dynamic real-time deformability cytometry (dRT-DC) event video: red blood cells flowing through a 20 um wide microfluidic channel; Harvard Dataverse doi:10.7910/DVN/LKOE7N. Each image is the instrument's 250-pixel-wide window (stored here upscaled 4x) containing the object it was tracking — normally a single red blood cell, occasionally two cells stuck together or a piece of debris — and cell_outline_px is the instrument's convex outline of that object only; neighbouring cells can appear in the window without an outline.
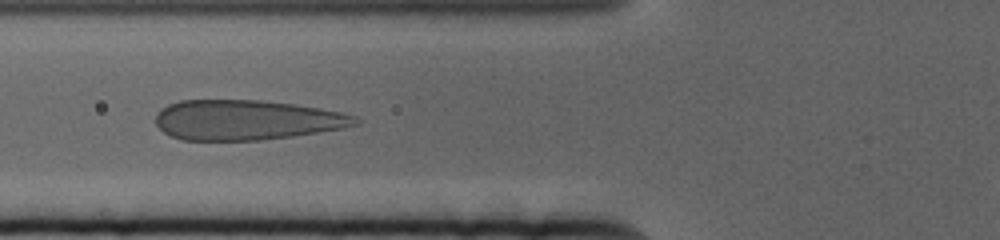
{"species": "human", "species_latin": "Homo sapiens", "temperature_condition": "cold", "stored_images_in_passage": 61, "camera_frame_rate_fps": 3000, "um_per_image_px": 0.085, "donor": {"sex": "female"}, "frame": {"image": 1, "passage_image": 23, "time_ms": 7.333, "image_size_px": [1000, 240], "cell_outline_px": [[360, 124], [344, 128], [292, 136], [260, 140], [184, 140], [172, 136], [164, 132], [156, 124], [156, 116], [168, 104], [180, 100], [260, 100], [296, 104], [320, 108], [340, 112], [356, 116], [360, 120]], "centroid_in_image_um": [20.99, 10.19], "position_along_channel_um": 104.8, "area_um2": 46.47}}
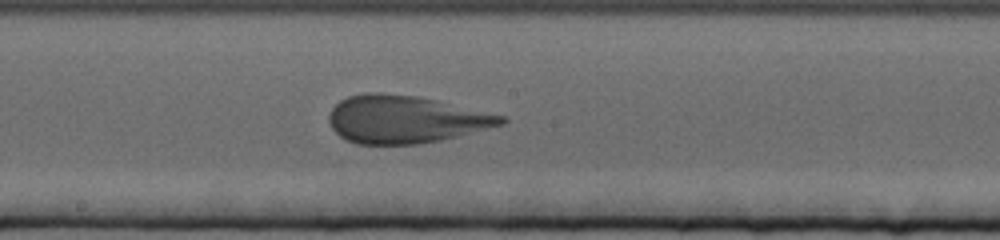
{"frame": {"image": 2, "passage_image": 33, "time_ms": 10.667, "image_size_px": [1000, 240], "cell_outline_px": [[508, 120], [504, 124], [440, 140], [420, 144], [356, 144], [344, 140], [332, 128], [328, 120], [328, 116], [332, 108], [340, 100], [348, 96], [364, 92], [380, 92], [416, 96], [436, 100], [504, 116]], "centroid_in_image_um": [34.39, 10.14], "position_along_channel_um": 213.8, "area_um2": 47.69}}
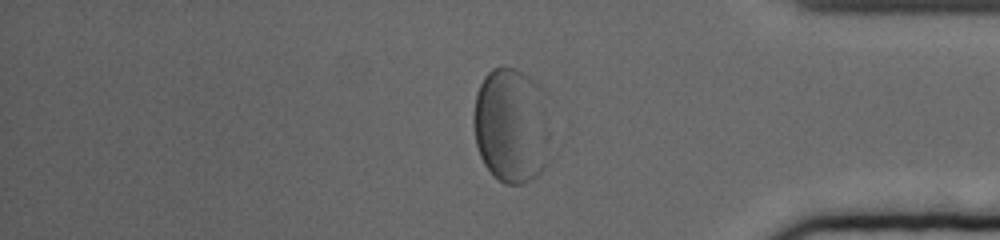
{"frame": {"image": 3, "passage_image": 51, "time_ms": 16.667, "image_size_px": [1000, 240], "cell_outline_px": [[548, 164], [536, 176], [520, 184], [504, 184], [492, 176], [484, 164], [480, 156], [476, 144], [472, 120], [472, 116], [476, 92], [484, 76], [492, 68], [512, 68], [528, 76], [540, 84], [544, 88], [548, 160]], "centroid_in_image_um": [43.42, 10.68], "position_along_channel_um": 391.8, "area_um2": 51.85}, "authors_computed_cell_mechanics": {"area_um2": 48.7832, "velocity_mm_per_s": 3.2657, "shape_relaxation_time_tau1_ms": 6.6319, "shape_relaxation_time_tau2_ms": null, "deformation_change_tau1": 0.2215, "deformation_change_tau2": null}}